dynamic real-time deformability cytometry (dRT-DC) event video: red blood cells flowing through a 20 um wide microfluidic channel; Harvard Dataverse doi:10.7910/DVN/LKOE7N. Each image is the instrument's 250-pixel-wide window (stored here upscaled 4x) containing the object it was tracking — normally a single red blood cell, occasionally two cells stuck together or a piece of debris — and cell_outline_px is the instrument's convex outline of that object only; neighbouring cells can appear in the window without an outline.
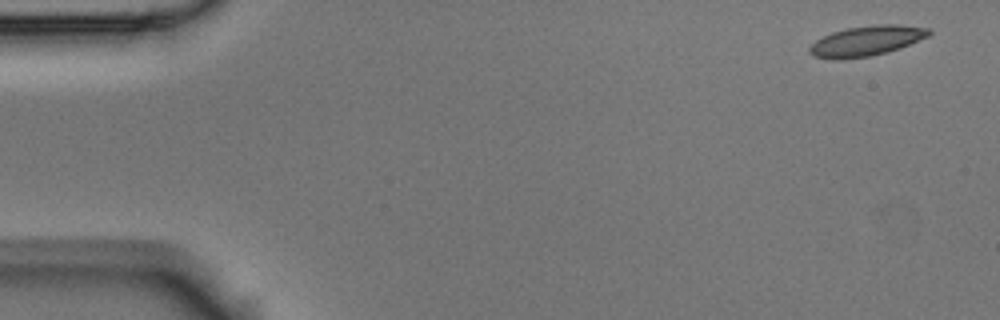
{"species": "Egyptian fruit bat (a non-hibernating species)", "species_latin": "Rousettus aegyptiacus", "temperature_condition": "room temperature", "stored_images_in_passage": 5, "camera_frame_rate_fps": 3000, "um_per_image_px": 0.085, "animal": {"sex": "male"}, "frame": {"image": 1, "passage_image": 1, "time_ms": 0.0, "image_size_px": [1000, 320], "cell_outline_px": [[932, 32], [928, 36], [900, 48], [888, 52], [868, 56], [840, 60], [836, 60], [812, 56], [808, 52], [808, 48], [816, 40], [832, 32], [848, 28], [872, 24], [900, 24], [932, 28]], "centroid_in_image_um": [73.66, 3.47], "position_along_channel_um": 11.3, "area_um2": 21.15}}
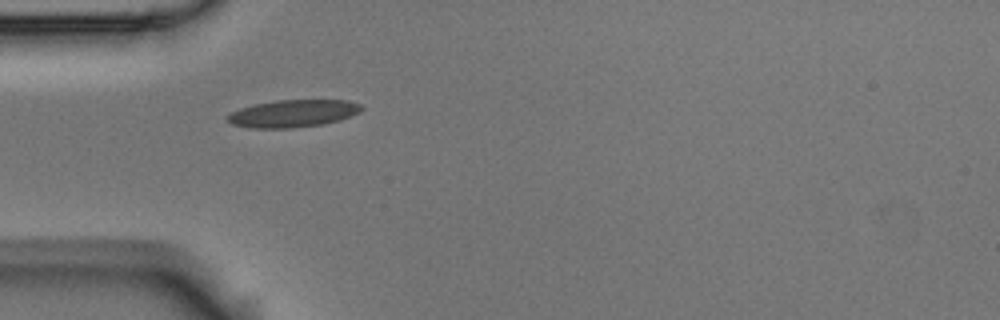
{"frame": {"image": 2, "passage_image": 5, "time_ms": 1.333, "image_size_px": [1000, 320], "cell_outline_px": [[364, 108], [360, 112], [340, 120], [324, 124], [292, 128], [252, 128], [232, 124], [228, 120], [228, 116], [232, 112], [240, 108], [256, 104], [276, 100], [348, 100], [360, 104]], "centroid_in_image_um": [24.95, 9.64], "position_along_channel_um": 60.0, "area_um2": 21.33}}